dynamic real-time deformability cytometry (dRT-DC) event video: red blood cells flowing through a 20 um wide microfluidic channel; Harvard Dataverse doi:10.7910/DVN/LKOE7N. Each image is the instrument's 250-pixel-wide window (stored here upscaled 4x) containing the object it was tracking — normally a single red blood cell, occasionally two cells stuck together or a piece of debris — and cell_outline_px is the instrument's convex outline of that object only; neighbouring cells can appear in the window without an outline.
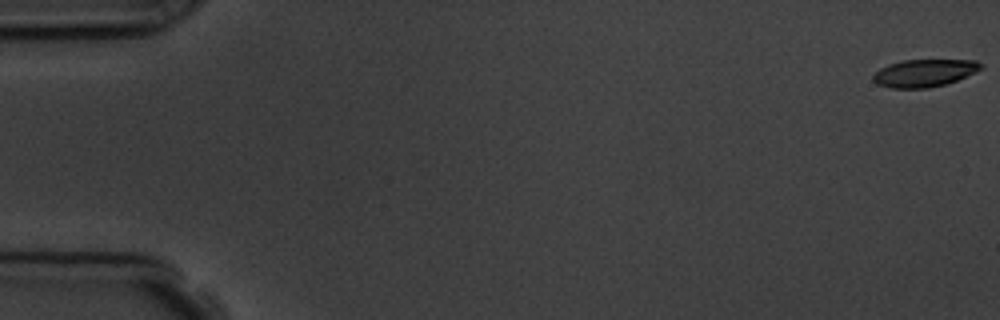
{"species": "common noctule bat (a hibernating species)", "species_latin": "Nyctalus noctula", "temperature_condition": "room temperature", "stored_images_in_passage": 4, "camera_frame_rate_fps": 3000, "um_per_image_px": 0.085, "animal": {"sex": "male", "body_mass_g": 19.5, "forearm_length_mm": 54.6}, "frame": {"image": 1, "passage_image": 1, "time_ms": 0.0, "image_size_px": [1000, 320], "cell_outline_px": [[984, 68], [976, 72], [956, 80], [944, 84], [928, 88], [892, 88], [876, 84], [872, 80], [872, 76], [880, 68], [888, 64], [904, 60], [976, 60], [984, 64]], "centroid_in_image_um": [78.57, 6.2], "position_along_channel_um": 6.4, "area_um2": 17.34}}
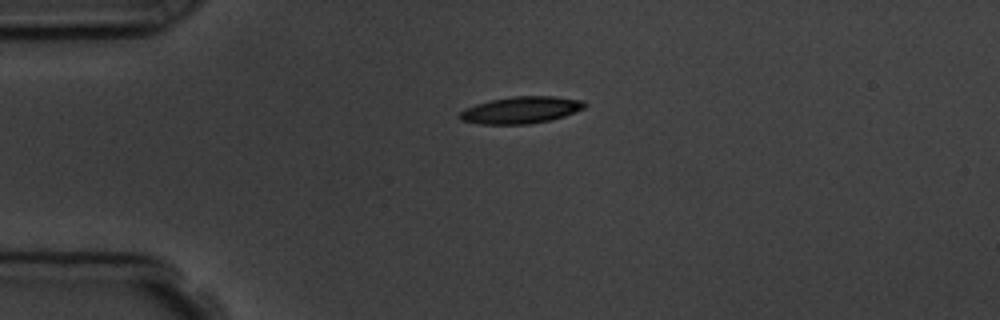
{"frame": {"image": 2, "passage_image": 4, "time_ms": 4.333, "image_size_px": [1000, 320], "cell_outline_px": [[588, 104], [584, 108], [564, 116], [548, 120], [528, 124], [480, 124], [460, 120], [456, 116], [464, 108], [476, 104], [492, 100], [512, 96], [552, 96], [584, 100]], "centroid_in_image_um": [44.26, 9.35], "position_along_channel_um": 40.7, "area_um2": 19.59}}